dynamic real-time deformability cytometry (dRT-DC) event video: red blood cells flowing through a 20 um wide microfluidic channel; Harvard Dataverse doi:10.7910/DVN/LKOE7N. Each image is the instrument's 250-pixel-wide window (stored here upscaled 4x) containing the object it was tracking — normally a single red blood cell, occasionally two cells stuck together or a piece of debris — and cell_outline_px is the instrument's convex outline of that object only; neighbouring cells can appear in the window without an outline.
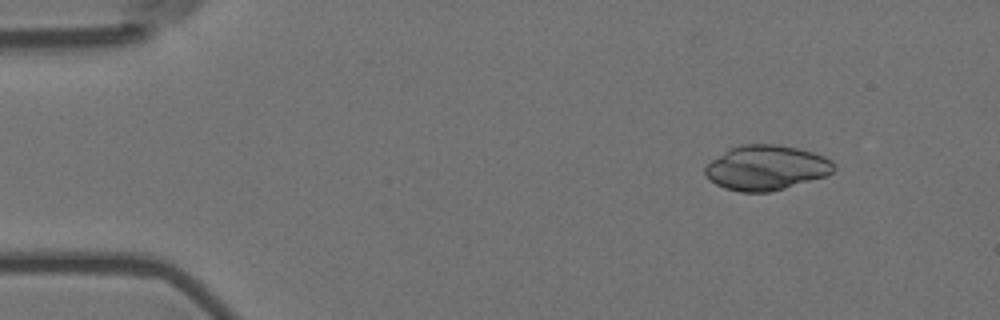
{"species": "Egyptian fruit bat (a non-hibernating species)", "species_latin": "Rousettus aegyptiacus", "temperature_condition": "room temperature", "stored_images_in_passage": 4, "camera_frame_rate_fps": 3000, "um_per_image_px": 0.085, "animal": {"sex": "female"}, "frame": {"image": 1, "passage_image": 2, "time_ms": 0.333, "image_size_px": [1000, 320], "cell_outline_px": [[836, 168], [828, 176], [784, 188], [768, 192], [740, 192], [724, 188], [708, 180], [704, 172], [704, 168], [712, 160], [728, 148], [740, 144], [776, 144], [796, 148], [812, 152], [824, 156], [832, 160]], "centroid_in_image_um": [65.12, 14.25], "position_along_channel_um": 19.9, "area_um2": 33.87}}